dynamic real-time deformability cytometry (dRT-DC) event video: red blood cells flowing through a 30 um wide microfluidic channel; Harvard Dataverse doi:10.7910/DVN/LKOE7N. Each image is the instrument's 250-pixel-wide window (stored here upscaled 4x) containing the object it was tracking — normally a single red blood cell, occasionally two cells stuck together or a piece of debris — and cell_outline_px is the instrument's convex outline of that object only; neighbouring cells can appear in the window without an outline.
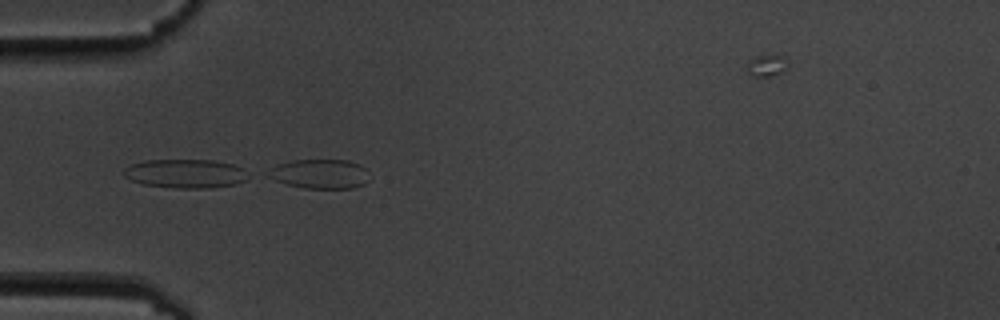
{"species": "common noctule bat (a hibernating species)", "species_latin": "Nyctalus noctula", "temperature_condition": "cold", "stored_images_in_passage": 5, "camera_frame_rate_fps": 3000, "um_per_image_px": 0.085, "animal": {"sex": "male", "body_mass_g": 19.5, "forearm_length_mm": 54.6}, "frame": {"image": 1, "passage_image": 5, "time_ms": 4.667, "image_size_px": [1000, 320], "cell_outline_px": [[372, 176], [364, 184], [352, 188], [304, 188], [288, 184], [264, 176], [264, 172], [276, 164], [292, 160], [348, 160], [360, 164]], "centroid_in_image_um": [27.17, 14.77], "position_along_channel_um": 57.8, "area_um2": 17.63}}